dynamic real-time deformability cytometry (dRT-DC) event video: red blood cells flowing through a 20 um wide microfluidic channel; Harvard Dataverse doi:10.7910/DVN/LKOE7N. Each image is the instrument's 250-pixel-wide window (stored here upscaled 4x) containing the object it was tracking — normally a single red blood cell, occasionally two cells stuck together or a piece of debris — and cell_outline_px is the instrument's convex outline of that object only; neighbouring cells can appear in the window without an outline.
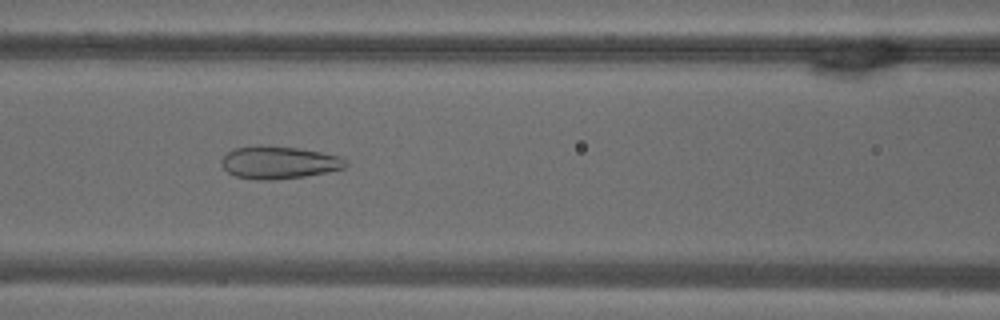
{"species": "common noctule bat (a hibernating species)", "species_latin": "Nyctalus noctula", "temperature_condition": "warm", "stored_images_in_passage": 54, "camera_frame_rate_fps": 3000, "um_per_image_px": 0.085, "animal": {"sex": "male", "body_mass_g": 18.8}, "frame": {"image": 1, "passage_image": 23, "time_ms": 7.333, "image_size_px": [1000, 320], "cell_outline_px": [[348, 164], [344, 168], [304, 176], [272, 180], [256, 180], [236, 176], [228, 172], [220, 164], [220, 160], [228, 152], [236, 148], [260, 144], [296, 148], [320, 152], [340, 156], [348, 160]], "centroid_in_image_um": [23.69, 13.8], "position_along_channel_um": 142.9, "area_um2": 23.58}}
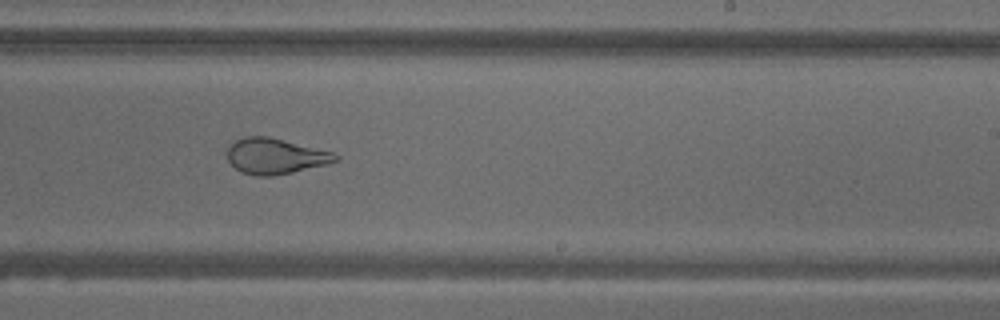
{"frame": {"image": 2, "passage_image": 33, "time_ms": 10.667, "image_size_px": [1000, 320], "cell_outline_px": [[340, 160], [292, 172], [272, 176], [256, 176], [240, 172], [228, 160], [228, 144], [244, 136], [268, 136], [332, 152], [340, 156]], "centroid_in_image_um": [23.36, 13.27], "position_along_channel_um": 265.6, "area_um2": 22.31}}
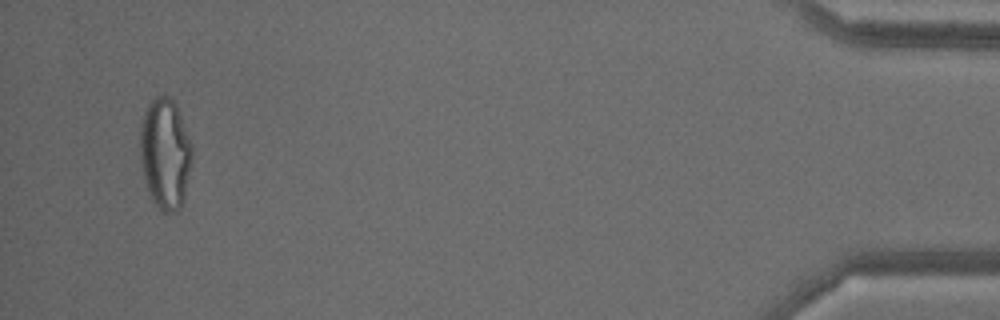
{"frame": {"image": 3, "passage_image": 52, "time_ms": 17.0, "image_size_px": [1000, 320], "cell_outline_px": [[192, 160], [184, 196], [180, 208], [176, 212], [160, 212], [152, 200], [148, 192], [140, 160], [140, 128], [144, 112], [148, 104], [156, 96], [172, 96], [176, 104], [192, 144]], "centroid_in_image_um": [14.04, 13.05], "position_along_channel_um": 421.2, "area_um2": 33.76}, "authors_computed_cell_mechanics": {"area_um2": 29.6225, "velocity_mm_per_s": 3.6906, "shape_relaxation_time_tau1_ms": null, "shape_relaxation_time_tau2_ms": 1.0796, "deformation_change_tau1": null, "deformation_change_tau2": 0.1001}}